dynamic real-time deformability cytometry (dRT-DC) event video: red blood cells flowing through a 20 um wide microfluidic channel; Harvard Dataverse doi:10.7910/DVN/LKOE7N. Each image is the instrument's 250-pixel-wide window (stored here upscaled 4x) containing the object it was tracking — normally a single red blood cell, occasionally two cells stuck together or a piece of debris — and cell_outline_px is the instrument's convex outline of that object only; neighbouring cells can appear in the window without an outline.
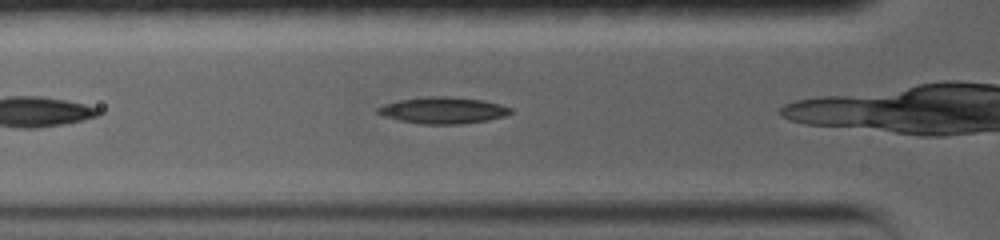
{"species": "common noctule bat (a hibernating species)", "species_latin": "Nyctalus noctula", "temperature_condition": "warm", "stored_images_in_passage": 7, "camera_frame_rate_fps": 5000, "um_per_image_px": 0.085, "animal": {"sex": "female", "body_mass_g": 19.0, "forearm_length_mm": 56.7}, "frame": {"image": 1, "passage_image": 5, "time_ms": 0.8, "image_size_px": [1000, 240], "cell_outline_px": [[512, 112], [504, 116], [488, 120], [464, 124], [424, 124], [400, 120], [384, 116], [376, 112], [376, 108], [384, 104], [400, 100], [428, 96], [448, 96], [480, 100], [500, 104], [512, 108]], "centroid_in_image_um": [37.66, 9.38], "position_along_channel_um": 88.1, "area_um2": 20.4}}